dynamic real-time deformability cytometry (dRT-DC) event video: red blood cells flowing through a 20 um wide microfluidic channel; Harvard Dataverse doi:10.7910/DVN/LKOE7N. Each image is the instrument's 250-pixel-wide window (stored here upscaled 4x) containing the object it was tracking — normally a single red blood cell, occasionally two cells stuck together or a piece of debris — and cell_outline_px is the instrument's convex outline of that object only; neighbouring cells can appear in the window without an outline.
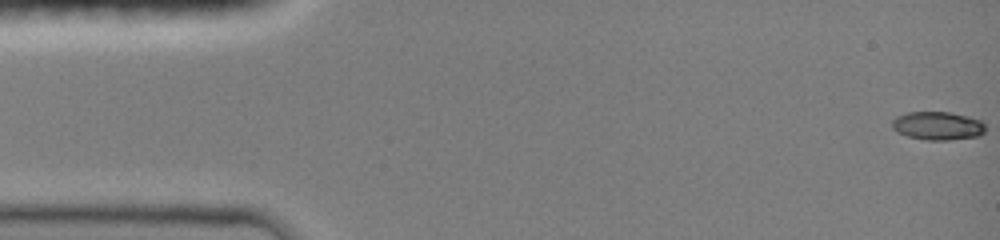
{"species": "common noctule bat (a hibernating species)", "species_latin": "Nyctalus noctula", "temperature_condition": "room temperature", "stored_images_in_passage": 12, "camera_frame_rate_fps": 3000, "um_per_image_px": 0.085, "animal": {"sex": "female", "body_mass_g": 19.0, "forearm_length_mm": 51.5}, "frame": {"image": 1, "passage_image": 1, "time_ms": 0.0, "image_size_px": [1000, 240], "cell_outline_px": [[984, 132], [980, 136], [948, 140], [924, 140], [908, 136], [896, 132], [892, 128], [892, 120], [896, 116], [908, 112], [948, 112], [968, 116], [980, 120], [984, 124]], "centroid_in_image_um": [79.68, 10.69], "position_along_channel_um": 5.3, "area_um2": 15.49}}
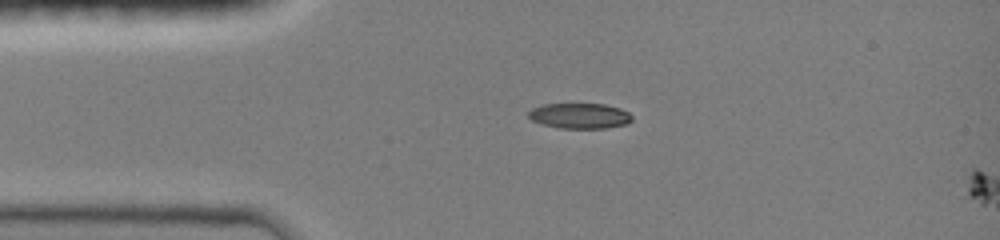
{"frame": {"image": 2, "passage_image": 11, "time_ms": 3.333, "image_size_px": [1000, 240], "cell_outline_px": [[632, 120], [628, 124], [604, 128], [560, 128], [544, 124], [532, 120], [528, 116], [528, 112], [532, 108], [544, 104], [604, 104], [620, 108], [628, 112], [632, 116]], "centroid_in_image_um": [49.3, 9.84], "position_along_channel_um": 35.7, "area_um2": 15.26}}